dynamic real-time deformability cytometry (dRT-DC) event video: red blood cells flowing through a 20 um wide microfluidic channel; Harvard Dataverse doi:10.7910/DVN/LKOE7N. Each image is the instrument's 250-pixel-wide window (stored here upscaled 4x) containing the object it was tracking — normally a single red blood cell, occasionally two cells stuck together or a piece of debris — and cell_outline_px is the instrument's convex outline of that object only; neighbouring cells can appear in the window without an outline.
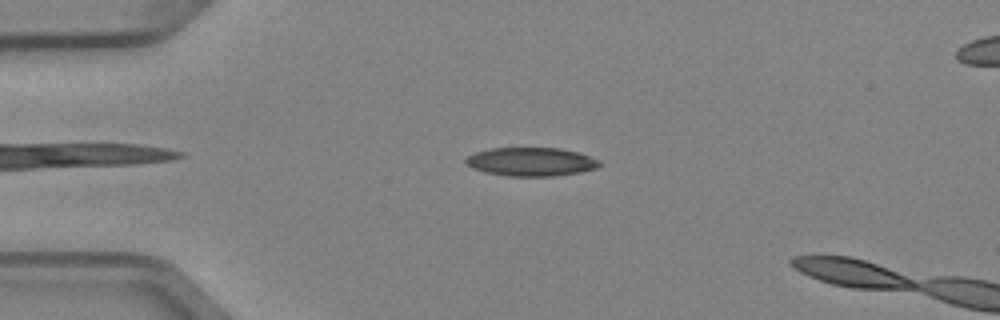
{"species": "Egyptian fruit bat (a non-hibernating species)", "species_latin": "Rousettus aegyptiacus", "temperature_condition": "cold", "stored_images_in_passage": 2, "camera_frame_rate_fps": 3000, "um_per_image_px": 0.085, "animal": {"sex": "female"}, "frame": {"image": 1, "passage_image": 1, "time_ms": 0.0, "image_size_px": [1000, 320], "cell_outline_px": [[600, 164], [596, 168], [580, 172], [556, 176], [508, 176], [484, 172], [472, 168], [464, 164], [464, 160], [468, 156], [476, 152], [492, 148], [560, 148], [576, 152], [600, 160]], "centroid_in_image_um": [45.1, 13.75], "position_along_channel_um": 39.9, "area_um2": 22.25}}